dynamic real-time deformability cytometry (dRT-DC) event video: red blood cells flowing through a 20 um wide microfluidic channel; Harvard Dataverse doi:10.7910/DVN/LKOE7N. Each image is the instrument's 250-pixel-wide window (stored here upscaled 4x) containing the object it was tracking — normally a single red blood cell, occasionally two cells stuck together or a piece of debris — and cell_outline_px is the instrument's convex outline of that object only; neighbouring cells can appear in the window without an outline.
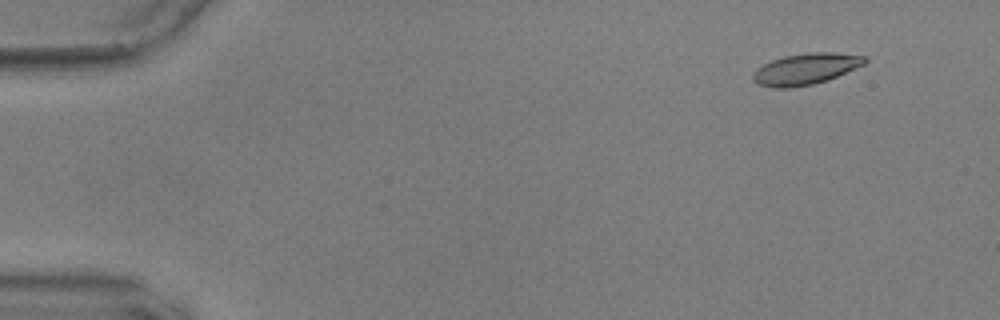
{"species": "common noctule bat (a hibernating species)", "species_latin": "Nyctalus noctula", "temperature_condition": "warm", "stored_images_in_passage": 18, "camera_frame_rate_fps": 3000, "um_per_image_px": 0.085, "animal": {"sex": "male", "body_mass_g": 17.9, "forearm_length_mm": 54.2}, "frame": {"image": 1, "passage_image": 6, "time_ms": 1.667, "image_size_px": [1000, 320], "cell_outline_px": [[868, 60], [864, 64], [828, 80], [812, 84], [792, 88], [776, 88], [756, 84], [752, 80], [752, 72], [756, 68], [772, 60], [784, 56], [808, 52], [832, 52], [864, 56]], "centroid_in_image_um": [68.44, 5.87], "position_along_channel_um": 16.6, "area_um2": 20.4}}
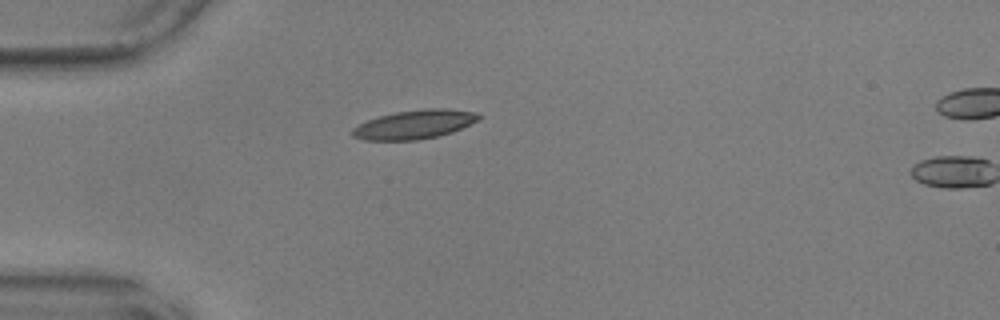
{"frame": {"image": 2, "passage_image": 17, "time_ms": 5.333, "image_size_px": [1000, 320], "cell_outline_px": [[480, 120], [452, 132], [436, 136], [416, 140], [364, 140], [352, 136], [352, 128], [368, 120], [380, 116], [396, 112], [424, 108], [448, 108], [476, 112], [480, 116]], "centroid_in_image_um": [35.26, 10.57], "position_along_channel_um": 49.7, "area_um2": 21.21}}